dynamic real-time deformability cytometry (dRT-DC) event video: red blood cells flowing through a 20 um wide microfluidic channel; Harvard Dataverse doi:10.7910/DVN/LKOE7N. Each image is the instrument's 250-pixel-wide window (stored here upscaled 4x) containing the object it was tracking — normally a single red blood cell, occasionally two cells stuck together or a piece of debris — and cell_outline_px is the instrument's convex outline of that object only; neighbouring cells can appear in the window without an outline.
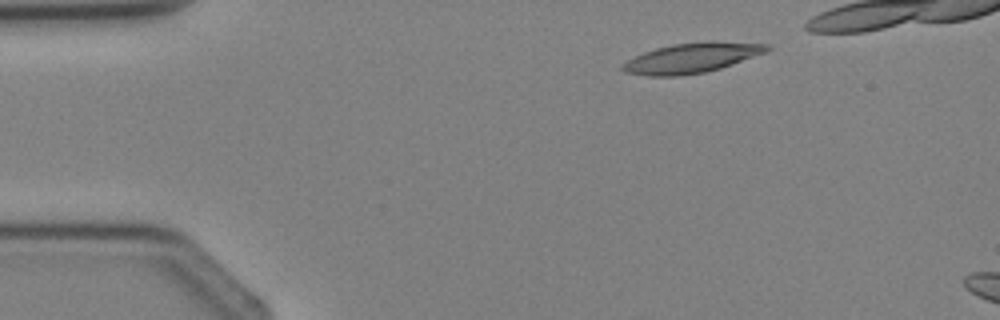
{"species": "Egyptian fruit bat (a non-hibernating species)", "species_latin": "Rousettus aegyptiacus", "temperature_condition": "cold", "stored_images_in_passage": 3, "segment_of_instrument_passage": [2, 2], "camera_frame_rate_fps": 3000, "um_per_image_px": 0.085, "animal": {"sex": "female"}, "frame": {"image": 1, "passage_image": 3, "time_ms": 2.333, "image_size_px": [1000, 320], "cell_outline_px": [[772, 48], [768, 52], [720, 68], [704, 72], [676, 76], [648, 76], [624, 72], [620, 68], [620, 64], [644, 52], [656, 48], [672, 44], [712, 40], [768, 44]], "centroid_in_image_um": [58.81, 4.91], "position_along_channel_um": 26.2, "area_um2": 25.37}}